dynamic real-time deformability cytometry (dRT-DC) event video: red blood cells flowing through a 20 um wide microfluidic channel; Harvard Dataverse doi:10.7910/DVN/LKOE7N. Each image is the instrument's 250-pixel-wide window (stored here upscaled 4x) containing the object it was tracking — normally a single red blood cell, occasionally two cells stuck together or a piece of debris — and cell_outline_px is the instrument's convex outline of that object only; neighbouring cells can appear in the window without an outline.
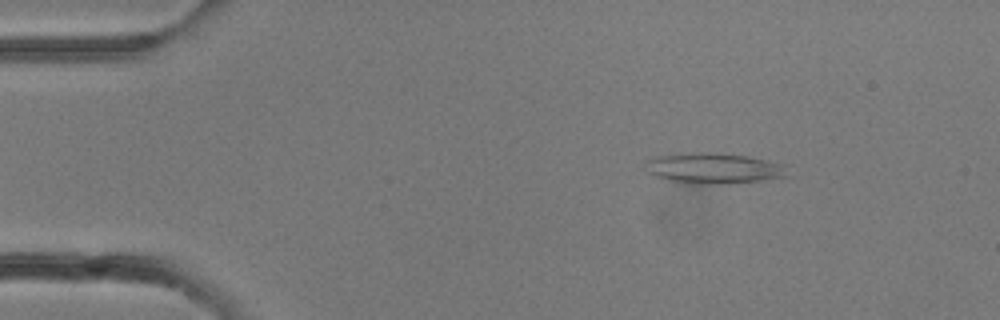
{"species": "common noctule bat (a hibernating species)", "species_latin": "Nyctalus noctula", "temperature_condition": "room temperature", "stored_images_in_passage": 27, "camera_frame_rate_fps": 3000, "um_per_image_px": 0.085, "animal": {"sex": "female"}, "frame": {"image": 1, "passage_image": 1, "time_ms": 0.0, "image_size_px": [1000, 320], "cell_outline_px": [[788, 176], [760, 180], [728, 184], [684, 184], [652, 176], [648, 172], [648, 160], [656, 156], [680, 152], [708, 152], [748, 156], [788, 164]], "centroid_in_image_um": [60.69, 14.3], "position_along_channel_um": 24.3, "area_um2": 25.89}}
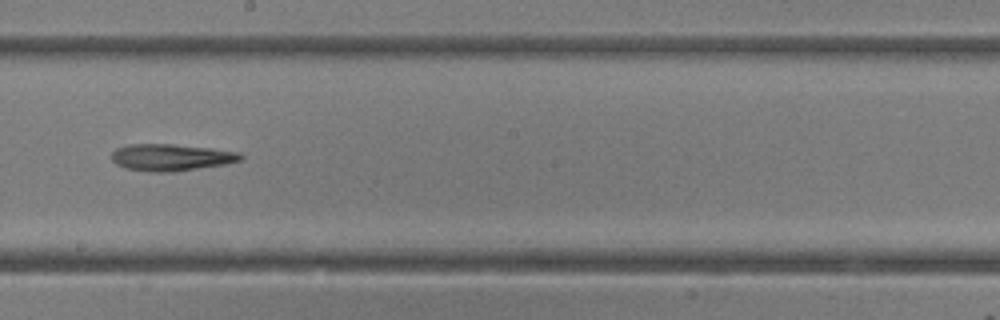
{"frame": {"image": 2, "passage_image": 14, "time_ms": 4.333, "image_size_px": [1000, 320], "cell_outline_px": [[244, 160], [224, 164], [172, 172], [152, 172], [124, 168], [116, 164], [112, 160], [112, 152], [116, 148], [128, 144], [172, 144], [208, 148], [240, 152], [244, 156]], "centroid_in_image_um": [14.54, 13.37], "position_along_channel_um": 233.7, "area_um2": 20.17}}
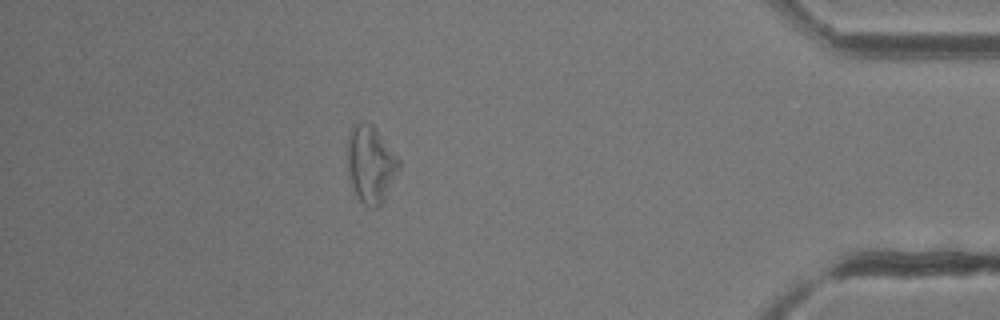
{"frame": {"image": 3, "passage_image": 24, "time_ms": 7.667, "image_size_px": [1000, 320], "cell_outline_px": [[400, 168], [380, 208], [372, 208], [364, 204], [356, 196], [352, 188], [348, 176], [348, 136], [352, 124], [360, 120], [364, 120], [372, 124], [376, 128], [400, 160]], "centroid_in_image_um": [31.5, 13.95], "position_along_channel_um": 403.7, "area_um2": 23.52}}